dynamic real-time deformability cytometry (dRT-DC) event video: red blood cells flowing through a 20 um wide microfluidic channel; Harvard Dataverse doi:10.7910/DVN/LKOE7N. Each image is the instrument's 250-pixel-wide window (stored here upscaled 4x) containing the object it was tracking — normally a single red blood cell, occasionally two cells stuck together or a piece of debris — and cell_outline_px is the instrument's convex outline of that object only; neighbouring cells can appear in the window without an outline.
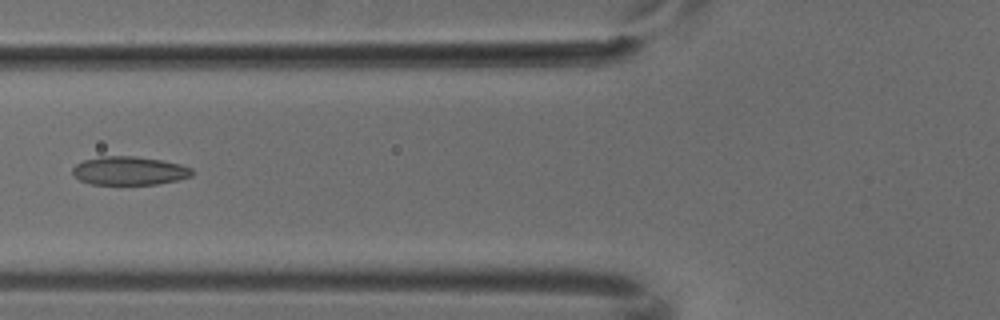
{"species": "common noctule bat (a hibernating species)", "species_latin": "Nyctalus noctula", "temperature_condition": "cold", "stored_images_in_passage": 5, "camera_frame_rate_fps": 3000, "um_per_image_px": 0.085, "animal": {"sex": "male", "body_mass_g": 18.8}, "frame": {"image": 1, "passage_image": 5, "time_ms": 1.333, "image_size_px": [1000, 320], "cell_outline_px": [[192, 176], [176, 180], [156, 184], [92, 184], [80, 180], [72, 176], [72, 168], [76, 164], [84, 160], [100, 156], [136, 156], [160, 160], [180, 164], [192, 168]], "centroid_in_image_um": [10.95, 14.51], "position_along_channel_um": 114.8, "area_um2": 19.83}}